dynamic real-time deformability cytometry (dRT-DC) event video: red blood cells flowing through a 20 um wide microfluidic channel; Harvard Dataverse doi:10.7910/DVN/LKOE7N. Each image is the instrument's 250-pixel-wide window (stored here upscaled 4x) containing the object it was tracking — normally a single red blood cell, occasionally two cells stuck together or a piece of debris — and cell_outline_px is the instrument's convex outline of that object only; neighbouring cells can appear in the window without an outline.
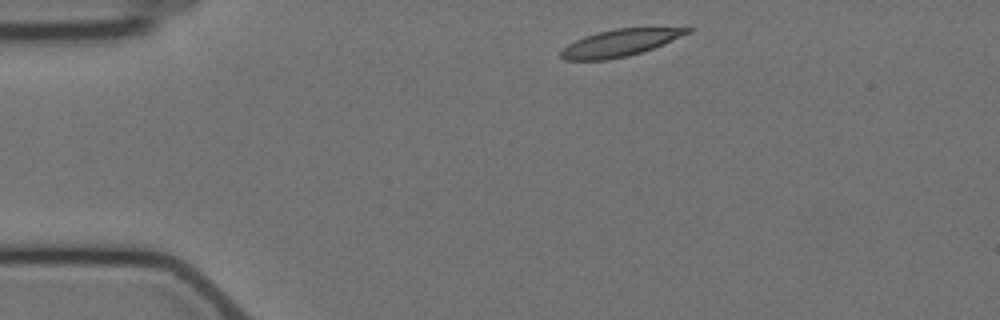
{"species": "Egyptian fruit bat (a non-hibernating species)", "species_latin": "Rousettus aegyptiacus", "temperature_condition": "cold", "stored_images_in_passage": 4, "camera_frame_rate_fps": 3000, "um_per_image_px": 0.085, "animal": {"sex": "female"}, "frame": {"image": 1, "passage_image": 1, "time_ms": 0.0, "image_size_px": [1000, 320], "cell_outline_px": [[692, 32], [652, 48], [628, 56], [608, 60], [564, 60], [560, 56], [560, 52], [568, 44], [584, 36], [596, 32], [616, 28], [692, 28]], "centroid_in_image_um": [52.65, 3.65], "position_along_channel_um": 32.4, "area_um2": 19.65}}
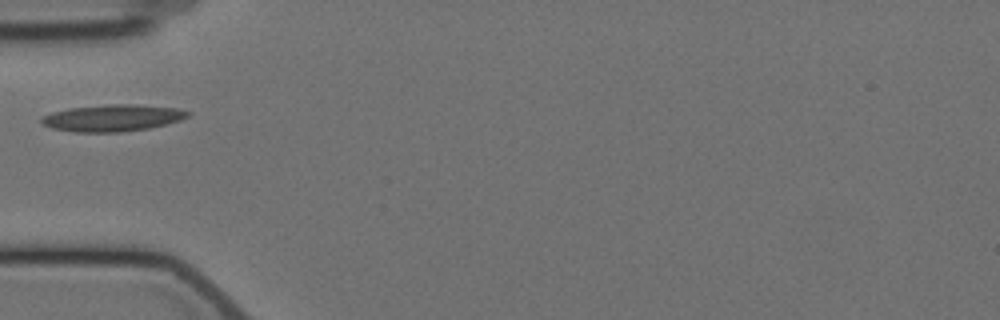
{"frame": {"image": 2, "passage_image": 3, "time_ms": 2.667, "image_size_px": [1000, 320], "cell_outline_px": [[192, 112], [188, 116], [180, 120], [148, 128], [120, 132], [72, 132], [52, 128], [40, 124], [40, 116], [52, 112], [68, 108], [112, 104], [132, 104], [176, 108]], "centroid_in_image_um": [9.49, 10.02], "position_along_channel_um": 75.5, "area_um2": 22.83}}
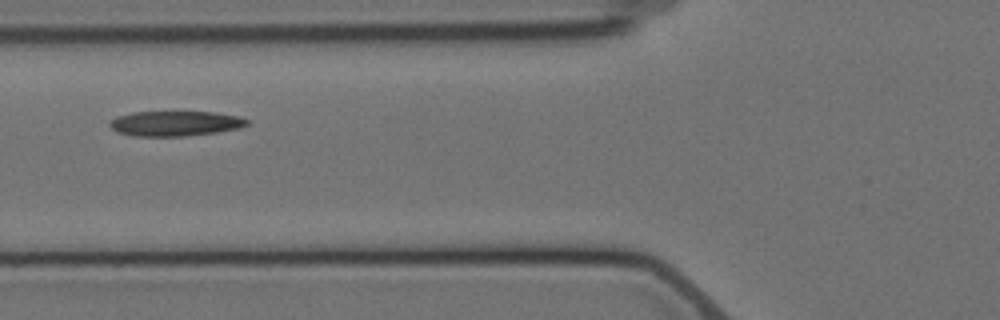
{"frame": {"image": 3, "passage_image": 4, "time_ms": 3.667, "image_size_px": [1000, 320], "cell_outline_px": [[248, 124], [240, 128], [216, 132], [184, 136], [132, 136], [116, 132], [108, 124], [108, 120], [116, 116], [132, 112], [212, 112], [240, 116], [248, 120]], "centroid_in_image_um": [14.84, 10.49], "position_along_channel_um": 111.0, "area_um2": 20.17}}